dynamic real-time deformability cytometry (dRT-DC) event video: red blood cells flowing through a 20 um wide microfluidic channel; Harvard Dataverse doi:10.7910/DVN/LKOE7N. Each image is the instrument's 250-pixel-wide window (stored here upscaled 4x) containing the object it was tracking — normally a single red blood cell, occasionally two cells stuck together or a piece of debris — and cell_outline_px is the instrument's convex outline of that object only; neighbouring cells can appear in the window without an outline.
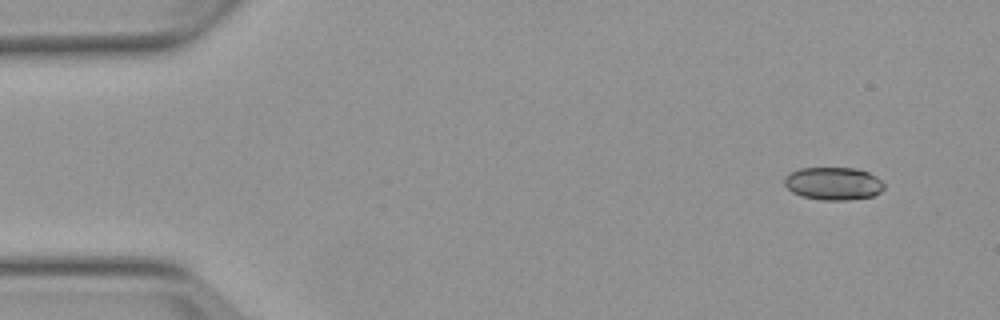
{"species": "Egyptian fruit bat (a non-hibernating species)", "species_latin": "Rousettus aegyptiacus", "temperature_condition": "warm", "stored_images_in_passage": 4, "camera_frame_rate_fps": 3000, "um_per_image_px": 0.085, "animal": {"sex": "female"}, "frame": {"image": 1, "passage_image": 1, "time_ms": 0.0, "image_size_px": [1000, 320], "cell_outline_px": [[884, 188], [880, 192], [872, 196], [848, 200], [824, 200], [800, 196], [792, 192], [784, 184], [784, 180], [792, 172], [800, 168], [856, 168], [868, 172], [876, 176], [884, 184]], "centroid_in_image_um": [70.85, 15.6], "position_along_channel_um": 14.2, "area_um2": 18.96}}